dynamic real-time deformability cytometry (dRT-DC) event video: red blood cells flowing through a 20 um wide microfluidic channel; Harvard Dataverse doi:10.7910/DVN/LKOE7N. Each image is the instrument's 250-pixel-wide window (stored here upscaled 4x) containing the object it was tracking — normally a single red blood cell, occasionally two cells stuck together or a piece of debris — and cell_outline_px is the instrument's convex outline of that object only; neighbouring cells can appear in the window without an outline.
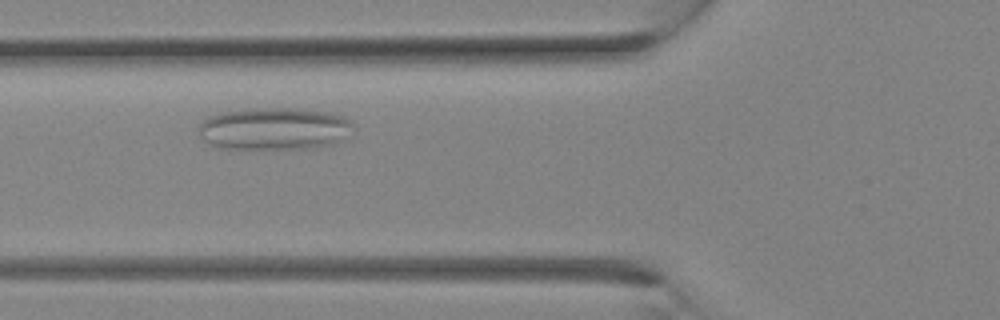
{"species": "Egyptian fruit bat (a non-hibernating species)", "species_latin": "Rousettus aegyptiacus", "temperature_condition": "room temperature", "stored_images_in_passage": 12, "camera_frame_rate_fps": 3000, "um_per_image_px": 0.085, "animal": {"sex": "female"}, "frame": {"image": 1, "passage_image": 6, "time_ms": 1.667, "image_size_px": [1000, 320], "cell_outline_px": [[352, 124], [340, 140], [332, 144], [312, 148], [220, 148], [208, 144], [200, 136], [200, 124], [204, 120], [212, 116], [224, 112], [256, 108], [296, 108], [324, 112], [344, 116]], "centroid_in_image_um": [23.26, 10.94], "position_along_channel_um": 102.5, "area_um2": 37.34}}
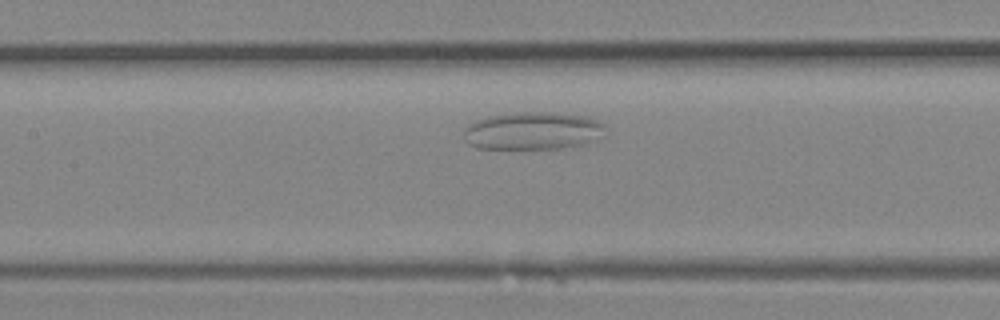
{"frame": {"image": 2, "passage_image": 9, "time_ms": 2.667, "image_size_px": [1000, 320], "cell_outline_px": [[604, 136], [596, 140], [584, 144], [564, 148], [476, 148], [468, 144], [464, 132], [464, 128], [468, 124], [476, 120], [488, 116], [520, 112], [552, 112], [584, 116], [596, 120], [604, 124]], "centroid_in_image_um": [45.3, 11.12], "position_along_channel_um": 162.1, "area_um2": 31.1}}
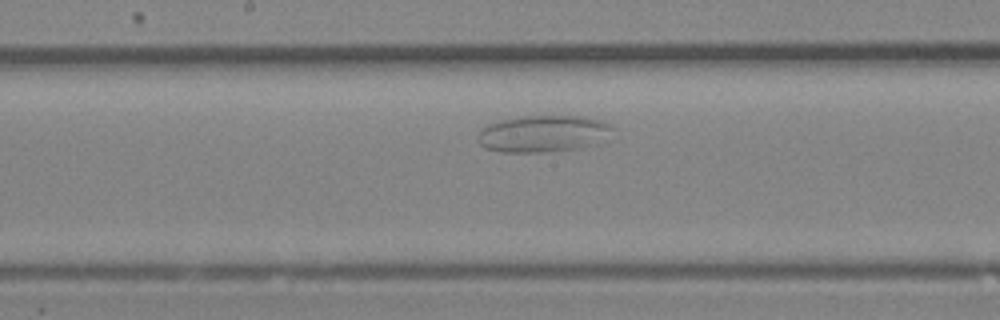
{"frame": {"image": 3, "passage_image": 11, "time_ms": 3.333, "image_size_px": [1000, 320], "cell_outline_px": [[612, 128], [600, 144], [576, 148], [544, 152], [500, 152], [484, 148], [480, 144], [476, 136], [488, 124], [500, 120], [520, 116], [584, 116], [604, 120], [612, 124]], "centroid_in_image_um": [46.17, 11.36], "position_along_channel_um": 202.0, "area_um2": 29.07}}